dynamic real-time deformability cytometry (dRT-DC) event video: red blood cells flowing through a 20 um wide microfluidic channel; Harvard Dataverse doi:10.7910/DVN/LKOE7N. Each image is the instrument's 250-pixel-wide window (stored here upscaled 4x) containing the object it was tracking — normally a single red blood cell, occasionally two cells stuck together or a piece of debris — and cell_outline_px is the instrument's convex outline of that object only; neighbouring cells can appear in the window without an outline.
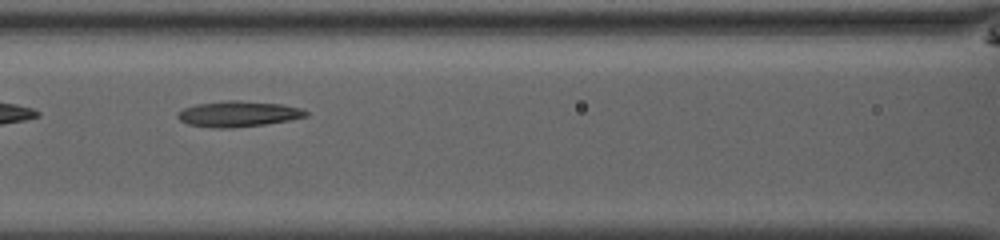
{"species": "common noctule bat (a hibernating species)", "species_latin": "Nyctalus noctula", "temperature_condition": "room temperature", "stored_images_in_passage": 51, "camera_frame_rate_fps": 3000, "um_per_image_px": 0.085, "animal": {"sex": "male", "body_mass_g": 13.0, "forearm_length_mm": 53.1}, "frame": {"image": 1, "passage_image": 25, "time_ms": 8.0, "image_size_px": [1000, 240], "cell_outline_px": [[308, 116], [288, 120], [264, 124], [232, 128], [212, 128], [188, 124], [180, 120], [176, 116], [176, 112], [184, 108], [196, 104], [228, 100], [236, 100], [280, 104], [300, 108], [308, 112]], "centroid_in_image_um": [20.2, 9.68], "position_along_channel_um": 146.4, "area_um2": 19.13}}
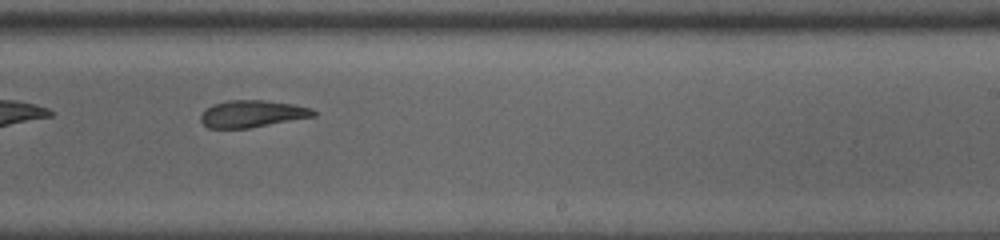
{"frame": {"image": 2, "passage_image": 34, "time_ms": 11.0, "image_size_px": [1000, 240], "cell_outline_px": [[316, 116], [248, 128], [208, 128], [200, 120], [200, 116], [212, 104], [228, 100], [264, 100], [292, 104], [312, 108], [316, 112]], "centroid_in_image_um": [21.44, 9.67], "position_along_channel_um": 267.6, "area_um2": 17.63}}
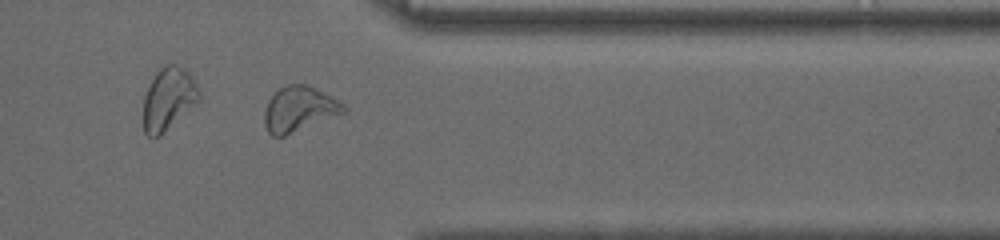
{"frame": {"image": 3, "passage_image": 43, "time_ms": 14.0, "image_size_px": [1000, 240], "cell_outline_px": [[348, 112], [284, 136], [272, 136], [268, 132], [264, 124], [264, 112], [268, 100], [280, 88], [288, 84], [304, 84], [344, 104], [348, 108]], "centroid_in_image_um": [25.42, 9.3], "position_along_channel_um": 386.0, "area_um2": 20.58}, "authors_computed_cell_mechanics": {"area_um2": 21.097, "velocity_mm_per_s": 4.0468, "shape_relaxation_time_tau1_ms": 5.5977, "shape_relaxation_time_tau2_ms": 4.2278, "deformation_change_tau1": 0.1789, "deformation_change_tau2": 0.1136}}